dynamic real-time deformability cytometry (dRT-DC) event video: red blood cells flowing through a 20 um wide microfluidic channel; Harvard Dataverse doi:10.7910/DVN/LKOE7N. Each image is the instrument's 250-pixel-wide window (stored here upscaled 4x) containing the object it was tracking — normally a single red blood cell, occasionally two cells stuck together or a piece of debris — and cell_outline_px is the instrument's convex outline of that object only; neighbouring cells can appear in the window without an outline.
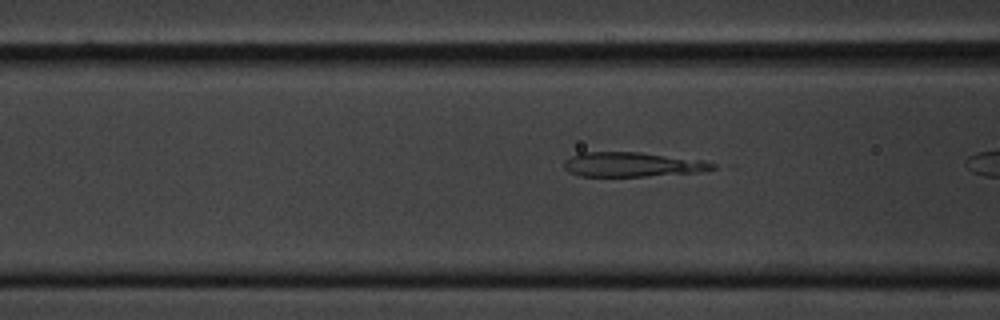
{"species": "common noctule bat (a hibernating species)", "species_latin": "Nyctalus noctula", "temperature_condition": "cold", "stored_images_in_passage": 8, "camera_frame_rate_fps": 3000, "um_per_image_px": 0.085, "animal": {"sex": "male", "body_mass_g": 20.1, "forearm_length_mm": 53.5}, "frame": {"image": 1, "passage_image": 6, "time_ms": 1.667, "image_size_px": [1000, 320], "cell_outline_px": [[716, 168], [704, 172], [644, 176], [580, 176], [568, 172], [564, 168], [564, 160], [580, 152], [640, 152], [704, 160], [716, 164]], "centroid_in_image_um": [53.78, 13.98], "position_along_channel_um": 112.8, "area_um2": 21.44}}